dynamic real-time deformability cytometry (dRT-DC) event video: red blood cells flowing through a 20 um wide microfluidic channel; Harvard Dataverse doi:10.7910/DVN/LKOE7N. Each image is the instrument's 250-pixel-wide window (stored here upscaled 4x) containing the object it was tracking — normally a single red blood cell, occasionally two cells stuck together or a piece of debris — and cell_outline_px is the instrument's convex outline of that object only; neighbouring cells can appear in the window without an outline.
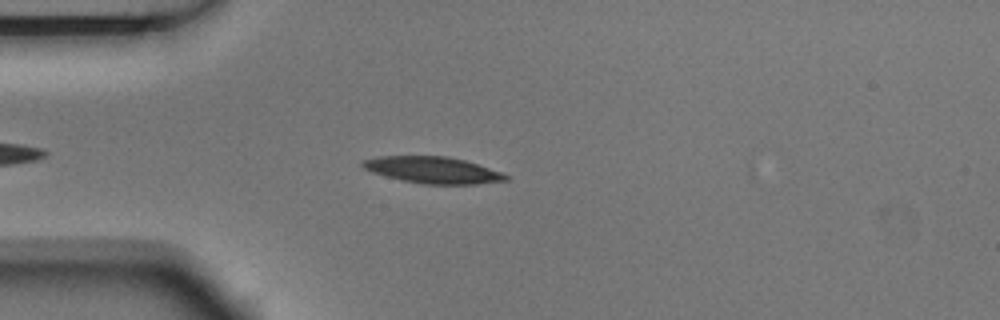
{"species": "Egyptian fruit bat (a non-hibernating species)", "species_latin": "Rousettus aegyptiacus", "temperature_condition": "room temperature", "stored_images_in_passage": 4, "camera_frame_rate_fps": 3000, "um_per_image_px": 0.085, "animal": {"sex": "male"}, "frame": {"image": 1, "passage_image": 4, "time_ms": 1.0, "image_size_px": [1000, 320], "cell_outline_px": [[508, 180], [476, 184], [424, 184], [404, 180], [372, 172], [364, 168], [360, 164], [360, 160], [376, 156], [448, 156], [464, 160], [500, 172], [508, 176]], "centroid_in_image_um": [36.74, 14.44], "position_along_channel_um": 48.3, "area_um2": 21.91}}